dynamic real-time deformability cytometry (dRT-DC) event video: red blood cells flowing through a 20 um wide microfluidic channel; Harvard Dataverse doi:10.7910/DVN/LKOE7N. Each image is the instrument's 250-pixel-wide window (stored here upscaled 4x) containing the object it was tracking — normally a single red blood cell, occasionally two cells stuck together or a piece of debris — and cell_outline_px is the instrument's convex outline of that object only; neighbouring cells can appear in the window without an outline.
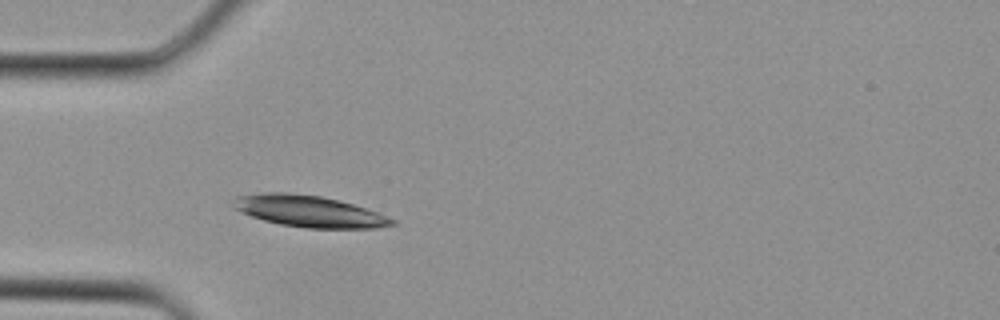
{"species": "Egyptian fruit bat (a non-hibernating species)", "species_latin": "Rousettus aegyptiacus", "temperature_condition": "cold", "stored_images_in_passage": 2, "camera_frame_rate_fps": 3000, "um_per_image_px": 0.085, "animal": {"sex": "female"}, "frame": {"image": 1, "passage_image": 2, "time_ms": 0.333, "image_size_px": [1000, 320], "cell_outline_px": [[396, 224], [376, 228], [308, 228], [280, 224], [264, 220], [240, 212], [232, 208], [236, 196], [264, 192], [288, 192], [320, 196], [352, 204], [376, 212], [396, 220]], "centroid_in_image_um": [26.24, 17.95], "position_along_channel_um": 58.8, "area_um2": 28.9}}